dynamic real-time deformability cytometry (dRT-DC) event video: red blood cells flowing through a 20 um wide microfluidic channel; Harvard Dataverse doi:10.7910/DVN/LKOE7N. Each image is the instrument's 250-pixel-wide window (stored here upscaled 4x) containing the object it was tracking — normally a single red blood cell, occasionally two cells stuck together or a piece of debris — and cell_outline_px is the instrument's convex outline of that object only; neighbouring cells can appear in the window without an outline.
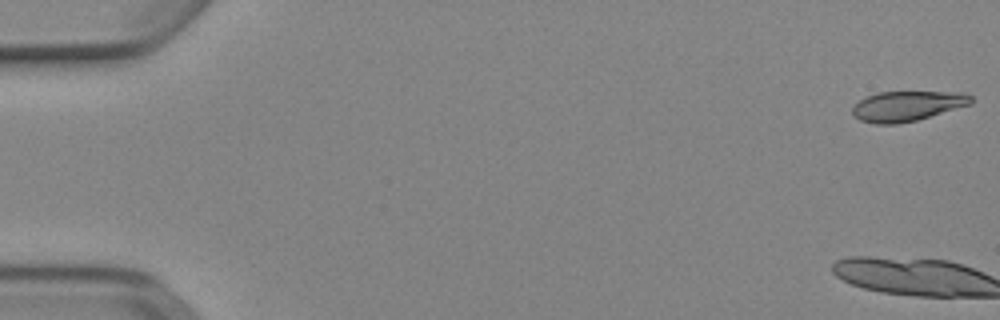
{"species": "Egyptian fruit bat (a non-hibernating species)", "species_latin": "Rousettus aegyptiacus", "temperature_condition": "cold", "stored_images_in_passage": 17, "camera_frame_rate_fps": 3000, "um_per_image_px": 0.085, "animal": {"sex": "female"}, "frame": {"image": 1, "passage_image": 1, "time_ms": 0.0, "image_size_px": [1000, 320], "cell_outline_px": [[976, 100], [972, 104], [916, 120], [896, 124], [876, 124], [860, 120], [852, 112], [852, 108], [860, 100], [876, 92], [968, 92]], "centroid_in_image_um": [77.18, 9.0], "position_along_channel_um": 7.8, "area_um2": 20.81}}